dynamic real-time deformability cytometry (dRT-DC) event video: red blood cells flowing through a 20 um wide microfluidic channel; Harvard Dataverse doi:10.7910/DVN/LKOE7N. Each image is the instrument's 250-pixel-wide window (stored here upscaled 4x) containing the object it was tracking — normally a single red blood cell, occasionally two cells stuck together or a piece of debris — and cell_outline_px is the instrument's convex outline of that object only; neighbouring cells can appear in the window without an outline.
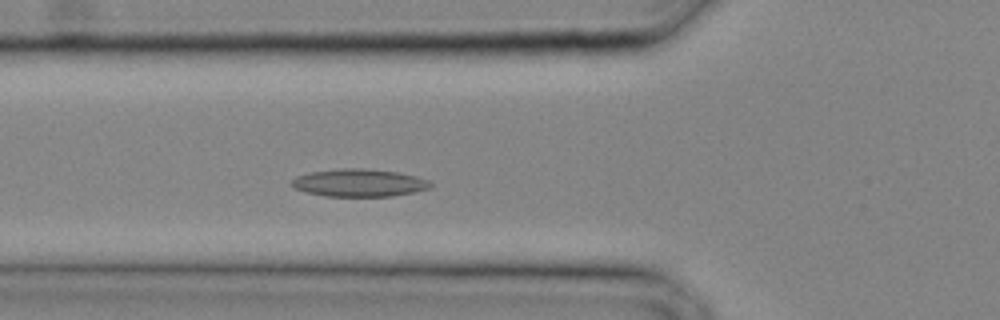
{"species": "common noctule bat (a hibernating species)", "species_latin": "Nyctalus noctula", "temperature_condition": "cold", "stored_images_in_passage": 18, "camera_frame_rate_fps": 3000, "um_per_image_px": 0.085, "animal": {"sex": "male", "body_mass_g": 20.4}, "frame": {"image": 1, "passage_image": 8, "time_ms": 2.333, "image_size_px": [1000, 320], "cell_outline_px": [[432, 184], [428, 188], [412, 192], [392, 196], [324, 196], [304, 192], [292, 188], [288, 184], [296, 176], [312, 172], [340, 168], [364, 168], [400, 172], [416, 176], [428, 180]], "centroid_in_image_um": [30.46, 15.53], "position_along_channel_um": 95.3, "area_um2": 22.48}}
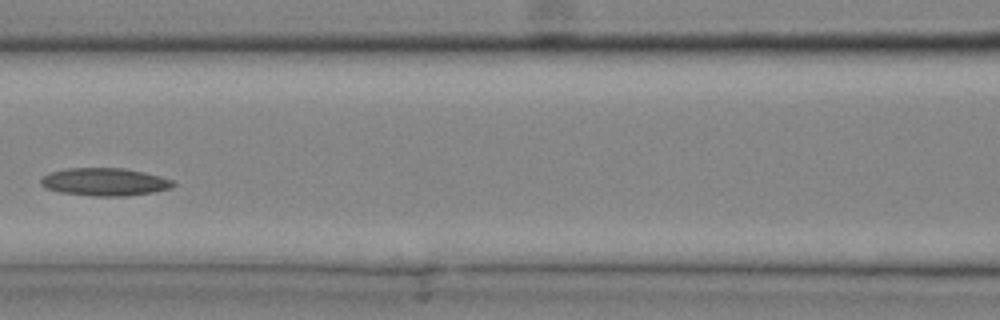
{"frame": {"image": 2, "passage_image": 11, "time_ms": 3.333, "image_size_px": [1000, 320], "cell_outline_px": [[176, 184], [172, 188], [152, 192], [124, 196], [92, 196], [60, 192], [48, 188], [40, 184], [40, 180], [48, 172], [68, 168], [124, 168], [144, 172], [176, 180]], "centroid_in_image_um": [8.93, 15.45], "position_along_channel_um": 157.7, "area_um2": 21.5}}
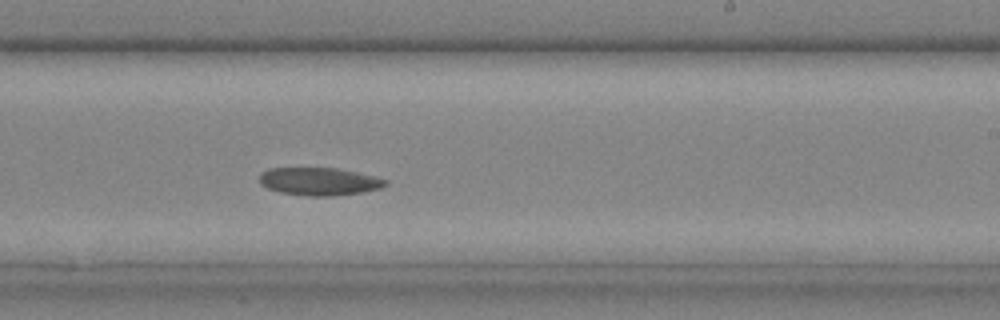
{"frame": {"image": 3, "passage_image": 16, "time_ms": 5.0, "image_size_px": [1000, 320], "cell_outline_px": [[388, 184], [380, 188], [360, 192], [332, 196], [308, 196], [280, 192], [268, 188], [260, 184], [260, 172], [268, 168], [336, 168], [376, 176], [388, 180]], "centroid_in_image_um": [27.13, 15.41], "position_along_channel_um": 261.9, "area_um2": 20.4}}